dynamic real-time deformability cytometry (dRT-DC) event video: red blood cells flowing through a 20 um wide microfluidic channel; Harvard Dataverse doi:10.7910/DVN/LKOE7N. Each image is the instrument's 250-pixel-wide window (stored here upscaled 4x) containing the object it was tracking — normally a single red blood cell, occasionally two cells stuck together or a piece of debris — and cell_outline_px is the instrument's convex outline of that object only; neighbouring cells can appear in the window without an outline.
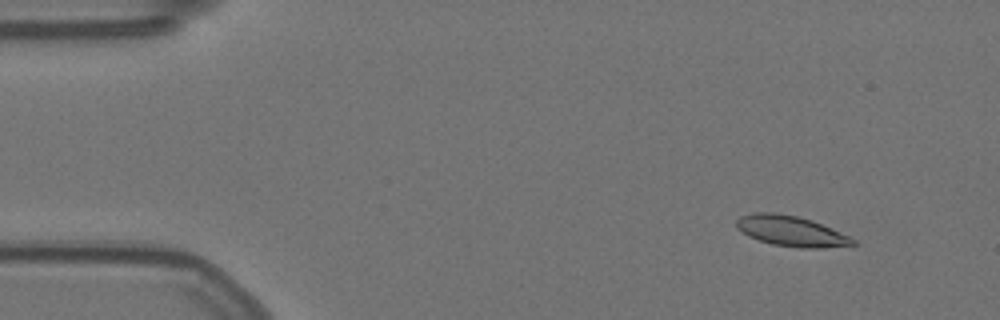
{"species": "Egyptian fruit bat (a non-hibernating species)", "species_latin": "Rousettus aegyptiacus", "temperature_condition": "warm", "stored_images_in_passage": 57, "camera_frame_rate_fps": 3000, "um_per_image_px": 0.085, "animal": {"sex": "female"}, "frame": {"image": 1, "passage_image": 6, "time_ms": 1.667, "image_size_px": [1000, 320], "cell_outline_px": [[860, 244], [820, 248], [800, 248], [772, 244], [748, 236], [736, 228], [736, 220], [740, 216], [752, 212], [776, 212], [796, 216], [812, 220], [848, 236], [856, 240]], "centroid_in_image_um": [67.22, 19.63], "position_along_channel_um": 17.8, "area_um2": 20.63}}
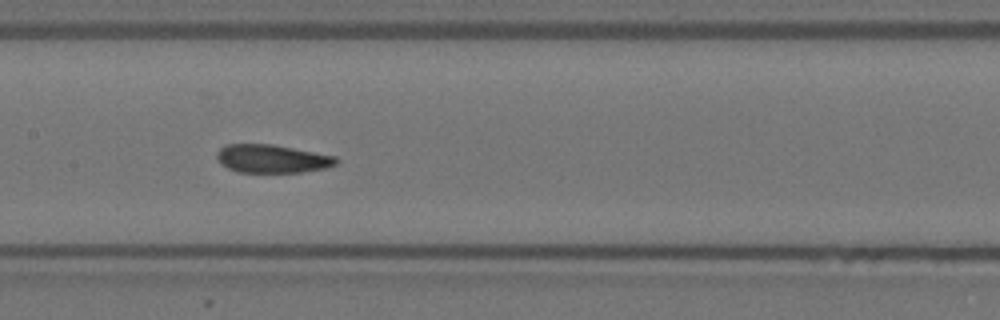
{"frame": {"image": 2, "passage_image": 28, "time_ms": 9.0, "image_size_px": [1000, 320], "cell_outline_px": [[340, 160], [336, 164], [324, 168], [300, 172], [236, 172], [220, 164], [216, 156], [216, 152], [220, 148], [228, 144], [272, 144], [336, 156]], "centroid_in_image_um": [23.1, 13.49], "position_along_channel_um": 184.3, "area_um2": 19.65}}
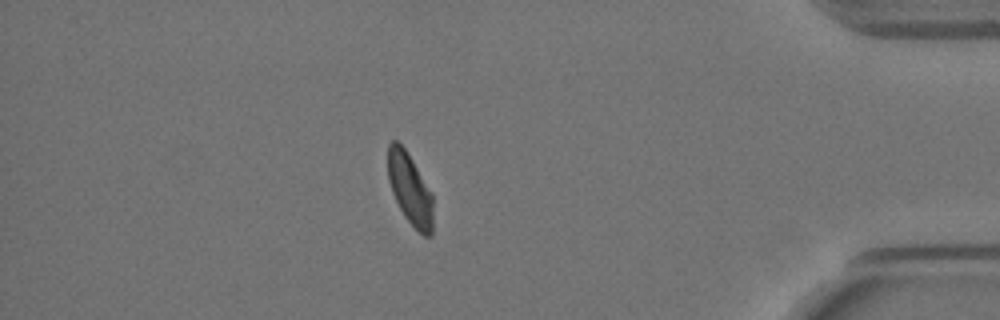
{"frame": {"image": 3, "passage_image": 50, "time_ms": 16.333, "image_size_px": [1000, 320], "cell_outline_px": [[432, 236], [424, 236], [404, 216], [392, 192], [388, 180], [388, 144], [392, 140], [396, 140], [404, 148], [412, 160], [432, 192]], "centroid_in_image_um": [34.84, 16.06], "position_along_channel_um": 400.4, "area_um2": 18.55}, "authors_computed_cell_mechanics": {"area_um2": 20.3456, "velocity_mm_per_s": 3.5196, "shape_relaxation_time_tau1_ms": 6.1277, "shape_relaxation_time_tau2_ms": 1.5042, "deformation_change_tau1": 0.1857, "deformation_change_tau2": 0.0775}}